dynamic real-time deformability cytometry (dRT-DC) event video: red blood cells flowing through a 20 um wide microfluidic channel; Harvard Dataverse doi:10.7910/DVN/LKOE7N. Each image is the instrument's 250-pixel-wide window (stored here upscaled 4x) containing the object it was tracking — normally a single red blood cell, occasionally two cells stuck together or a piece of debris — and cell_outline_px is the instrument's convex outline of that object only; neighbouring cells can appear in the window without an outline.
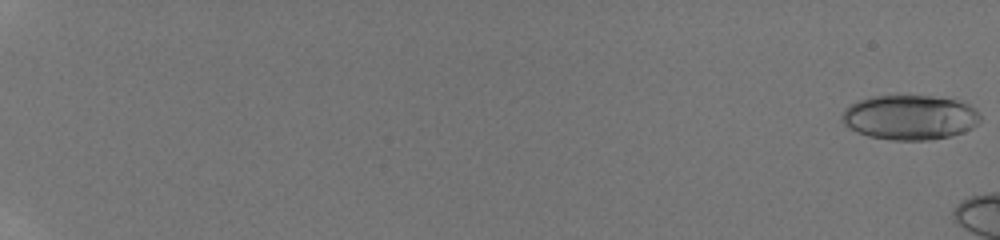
{"species": "human", "species_latin": "Homo sapiens", "temperature_condition": "room temperature", "stored_images_in_passage": 16, "camera_frame_rate_fps": 3000, "um_per_image_px": 0.085, "donor": {"sex": "male"}, "frame": {"image": 1, "passage_image": 1, "time_ms": 0.0, "image_size_px": [1000, 240], "cell_outline_px": [[980, 120], [972, 128], [964, 132], [948, 136], [928, 140], [888, 140], [868, 136], [856, 132], [844, 124], [840, 120], [840, 116], [844, 108], [848, 104], [872, 96], [932, 96], [956, 100], [968, 104], [980, 116]], "centroid_in_image_um": [77.27, 9.98], "position_along_channel_um": 7.7, "area_um2": 36.13}}